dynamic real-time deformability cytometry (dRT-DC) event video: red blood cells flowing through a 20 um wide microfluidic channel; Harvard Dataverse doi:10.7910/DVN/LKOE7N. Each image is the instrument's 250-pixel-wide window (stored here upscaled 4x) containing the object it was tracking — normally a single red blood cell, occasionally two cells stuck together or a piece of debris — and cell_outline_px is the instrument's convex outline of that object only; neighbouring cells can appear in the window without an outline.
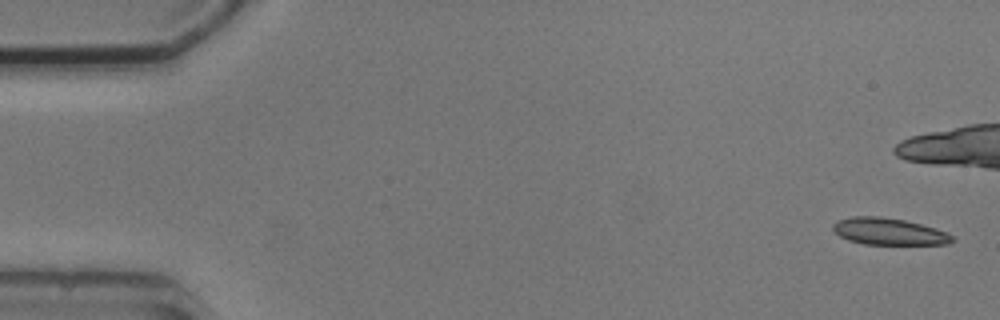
{"species": "common noctule bat (a hibernating species)", "species_latin": "Nyctalus noctula", "temperature_condition": "cold", "stored_images_in_passage": 4, "camera_frame_rate_fps": 3000, "um_per_image_px": 0.085, "animal": {"sex": "male", "body_mass_g": 20.5, "forearm_length_mm": 52.5}, "frame": {"image": 1, "passage_image": 1, "time_ms": 0.0, "image_size_px": [1000, 320], "cell_outline_px": [[956, 240], [948, 244], [864, 244], [848, 240], [840, 236], [832, 228], [832, 224], [836, 220], [852, 216], [880, 216], [904, 220], [936, 228], [948, 232]], "centroid_in_image_um": [75.55, 19.67], "position_along_channel_um": 9.4, "area_um2": 18.73}}